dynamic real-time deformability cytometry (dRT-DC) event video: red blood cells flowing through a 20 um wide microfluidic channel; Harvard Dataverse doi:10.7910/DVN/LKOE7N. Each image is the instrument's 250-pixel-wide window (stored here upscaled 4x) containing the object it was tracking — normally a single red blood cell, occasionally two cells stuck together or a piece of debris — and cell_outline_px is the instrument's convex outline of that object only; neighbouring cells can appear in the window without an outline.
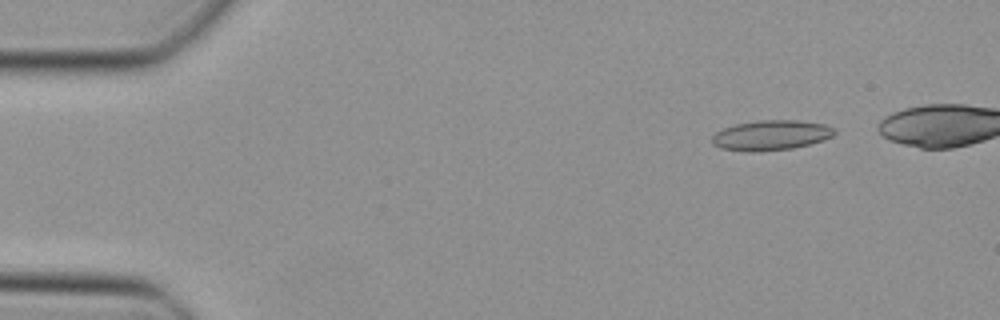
{"species": "Egyptian fruit bat (a non-hibernating species)", "species_latin": "Rousettus aegyptiacus", "temperature_condition": "cold", "stored_images_in_passage": 40, "camera_frame_rate_fps": 3000, "um_per_image_px": 0.085, "animal": {"sex": "female"}, "frame": {"image": 1, "passage_image": 3, "time_ms": 0.667, "image_size_px": [1000, 320], "cell_outline_px": [[836, 132], [832, 136], [824, 140], [792, 148], [756, 152], [744, 152], [720, 148], [712, 144], [712, 136], [716, 132], [724, 128], [736, 124], [760, 120], [796, 120], [824, 124], [836, 128]], "centroid_in_image_um": [65.53, 11.5], "position_along_channel_um": 19.5, "area_um2": 21.5}}
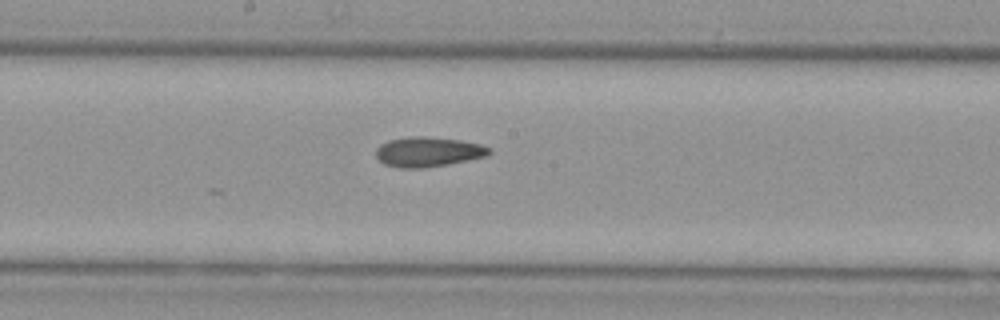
{"frame": {"image": 2, "passage_image": 23, "time_ms": 7.333, "image_size_px": [1000, 320], "cell_outline_px": [[492, 152], [488, 156], [448, 164], [424, 168], [400, 168], [384, 164], [376, 156], [376, 148], [380, 144], [388, 140], [412, 136], [424, 136], [460, 140], [480, 144], [492, 148]], "centroid_in_image_um": [36.4, 12.91], "position_along_channel_um": 211.8, "area_um2": 19.83}}
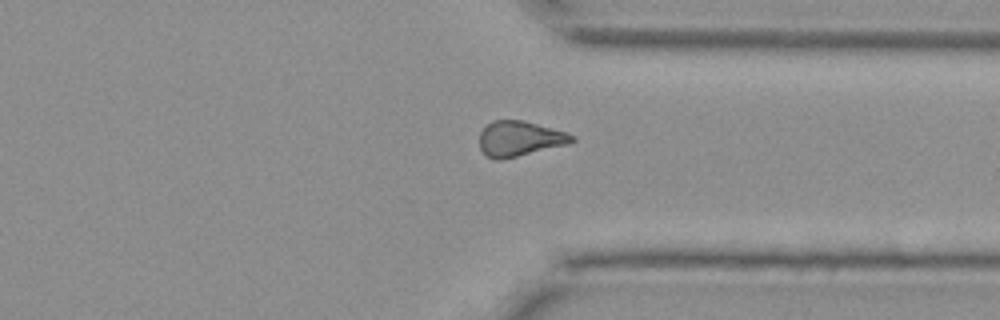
{"frame": {"image": 3, "passage_image": 34, "time_ms": 11.0, "image_size_px": [1000, 320], "cell_outline_px": [[576, 140], [572, 144], [500, 160], [496, 160], [488, 156], [480, 148], [480, 132], [492, 120], [520, 120], [536, 124], [564, 132], [576, 136]], "centroid_in_image_um": [44.2, 11.8], "position_along_channel_um": 367.2, "area_um2": 18.9}}